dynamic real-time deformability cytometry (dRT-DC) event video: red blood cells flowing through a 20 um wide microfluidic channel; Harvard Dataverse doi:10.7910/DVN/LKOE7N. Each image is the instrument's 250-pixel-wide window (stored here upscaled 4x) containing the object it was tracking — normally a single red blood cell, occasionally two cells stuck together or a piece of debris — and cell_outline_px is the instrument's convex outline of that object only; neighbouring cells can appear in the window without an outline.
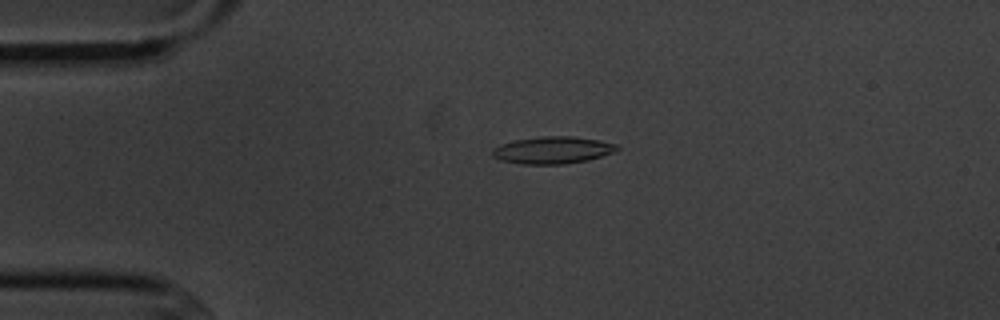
{"species": "common noctule bat (a hibernating species)", "species_latin": "Nyctalus noctula", "temperature_condition": "cold", "stored_images_in_passage": 4, "camera_frame_rate_fps": 3000, "um_per_image_px": 0.085, "animal": {"sex": "male", "body_mass_g": 20.1, "forearm_length_mm": 53.5}, "frame": {"image": 1, "passage_image": 3, "time_ms": 2.333, "image_size_px": [1000, 320], "cell_outline_px": [[620, 148], [616, 152], [588, 160], [564, 164], [524, 164], [500, 160], [492, 156], [492, 148], [500, 144], [516, 140], [540, 136], [572, 136], [600, 140], [616, 144]], "centroid_in_image_um": [46.99, 12.76], "position_along_channel_um": 38.0, "area_um2": 19.83}}